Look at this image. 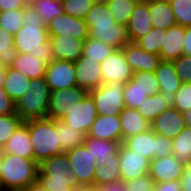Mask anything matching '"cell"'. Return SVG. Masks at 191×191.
<instances>
[{"label":"cell","mask_w":191,"mask_h":191,"mask_svg":"<svg viewBox=\"0 0 191 191\" xmlns=\"http://www.w3.org/2000/svg\"><path fill=\"white\" fill-rule=\"evenodd\" d=\"M121 181L127 182L149 174L151 160L128 149L123 143L119 148Z\"/></svg>","instance_id":"obj_11"},{"label":"cell","mask_w":191,"mask_h":191,"mask_svg":"<svg viewBox=\"0 0 191 191\" xmlns=\"http://www.w3.org/2000/svg\"><path fill=\"white\" fill-rule=\"evenodd\" d=\"M75 191H98L96 186H80Z\"/></svg>","instance_id":"obj_61"},{"label":"cell","mask_w":191,"mask_h":191,"mask_svg":"<svg viewBox=\"0 0 191 191\" xmlns=\"http://www.w3.org/2000/svg\"><path fill=\"white\" fill-rule=\"evenodd\" d=\"M77 86L88 93L102 85L100 63L87 56L74 62Z\"/></svg>","instance_id":"obj_13"},{"label":"cell","mask_w":191,"mask_h":191,"mask_svg":"<svg viewBox=\"0 0 191 191\" xmlns=\"http://www.w3.org/2000/svg\"><path fill=\"white\" fill-rule=\"evenodd\" d=\"M155 74L159 83L160 95L170 106H173L174 95L181 85L173 61H161Z\"/></svg>","instance_id":"obj_20"},{"label":"cell","mask_w":191,"mask_h":191,"mask_svg":"<svg viewBox=\"0 0 191 191\" xmlns=\"http://www.w3.org/2000/svg\"><path fill=\"white\" fill-rule=\"evenodd\" d=\"M181 190L191 191V165L185 164V168L180 179Z\"/></svg>","instance_id":"obj_53"},{"label":"cell","mask_w":191,"mask_h":191,"mask_svg":"<svg viewBox=\"0 0 191 191\" xmlns=\"http://www.w3.org/2000/svg\"><path fill=\"white\" fill-rule=\"evenodd\" d=\"M47 64L41 61L38 57L31 54L18 53L16 59L13 61L11 68L21 72L30 80L36 78H44Z\"/></svg>","instance_id":"obj_28"},{"label":"cell","mask_w":191,"mask_h":191,"mask_svg":"<svg viewBox=\"0 0 191 191\" xmlns=\"http://www.w3.org/2000/svg\"><path fill=\"white\" fill-rule=\"evenodd\" d=\"M88 37L97 39L115 49L129 42L126 25L117 23L106 2H96L84 19Z\"/></svg>","instance_id":"obj_2"},{"label":"cell","mask_w":191,"mask_h":191,"mask_svg":"<svg viewBox=\"0 0 191 191\" xmlns=\"http://www.w3.org/2000/svg\"><path fill=\"white\" fill-rule=\"evenodd\" d=\"M23 191H48L44 188L41 182L37 179L32 182L28 187H26Z\"/></svg>","instance_id":"obj_57"},{"label":"cell","mask_w":191,"mask_h":191,"mask_svg":"<svg viewBox=\"0 0 191 191\" xmlns=\"http://www.w3.org/2000/svg\"><path fill=\"white\" fill-rule=\"evenodd\" d=\"M123 97L126 107L137 109L149 96L135 88V84L130 80L125 84Z\"/></svg>","instance_id":"obj_46"},{"label":"cell","mask_w":191,"mask_h":191,"mask_svg":"<svg viewBox=\"0 0 191 191\" xmlns=\"http://www.w3.org/2000/svg\"><path fill=\"white\" fill-rule=\"evenodd\" d=\"M131 81L135 84V88L140 89L148 96L160 92L159 83L155 72H150V71L133 72Z\"/></svg>","instance_id":"obj_36"},{"label":"cell","mask_w":191,"mask_h":191,"mask_svg":"<svg viewBox=\"0 0 191 191\" xmlns=\"http://www.w3.org/2000/svg\"><path fill=\"white\" fill-rule=\"evenodd\" d=\"M173 107L181 113L191 110V83H181L174 95Z\"/></svg>","instance_id":"obj_47"},{"label":"cell","mask_w":191,"mask_h":191,"mask_svg":"<svg viewBox=\"0 0 191 191\" xmlns=\"http://www.w3.org/2000/svg\"><path fill=\"white\" fill-rule=\"evenodd\" d=\"M122 143L128 149L138 152L149 160L155 159L156 133L151 128L124 139Z\"/></svg>","instance_id":"obj_25"},{"label":"cell","mask_w":191,"mask_h":191,"mask_svg":"<svg viewBox=\"0 0 191 191\" xmlns=\"http://www.w3.org/2000/svg\"><path fill=\"white\" fill-rule=\"evenodd\" d=\"M132 1H134V2H142V1H145V0H132Z\"/></svg>","instance_id":"obj_65"},{"label":"cell","mask_w":191,"mask_h":191,"mask_svg":"<svg viewBox=\"0 0 191 191\" xmlns=\"http://www.w3.org/2000/svg\"><path fill=\"white\" fill-rule=\"evenodd\" d=\"M56 132H58L62 153L84 144L86 135L78 129L67 126L62 120H56Z\"/></svg>","instance_id":"obj_31"},{"label":"cell","mask_w":191,"mask_h":191,"mask_svg":"<svg viewBox=\"0 0 191 191\" xmlns=\"http://www.w3.org/2000/svg\"><path fill=\"white\" fill-rule=\"evenodd\" d=\"M119 154H113V159L106 160L105 166H97L94 173V186L121 181Z\"/></svg>","instance_id":"obj_32"},{"label":"cell","mask_w":191,"mask_h":191,"mask_svg":"<svg viewBox=\"0 0 191 191\" xmlns=\"http://www.w3.org/2000/svg\"><path fill=\"white\" fill-rule=\"evenodd\" d=\"M106 3L115 21L127 25L137 2L132 0H107Z\"/></svg>","instance_id":"obj_40"},{"label":"cell","mask_w":191,"mask_h":191,"mask_svg":"<svg viewBox=\"0 0 191 191\" xmlns=\"http://www.w3.org/2000/svg\"><path fill=\"white\" fill-rule=\"evenodd\" d=\"M173 63L181 83H191V56L182 55L179 59L173 60Z\"/></svg>","instance_id":"obj_48"},{"label":"cell","mask_w":191,"mask_h":191,"mask_svg":"<svg viewBox=\"0 0 191 191\" xmlns=\"http://www.w3.org/2000/svg\"><path fill=\"white\" fill-rule=\"evenodd\" d=\"M56 2H59V3H63L65 0H54Z\"/></svg>","instance_id":"obj_63"},{"label":"cell","mask_w":191,"mask_h":191,"mask_svg":"<svg viewBox=\"0 0 191 191\" xmlns=\"http://www.w3.org/2000/svg\"><path fill=\"white\" fill-rule=\"evenodd\" d=\"M125 84L105 83L89 92L94 100L97 115H119L126 107L124 102Z\"/></svg>","instance_id":"obj_6"},{"label":"cell","mask_w":191,"mask_h":191,"mask_svg":"<svg viewBox=\"0 0 191 191\" xmlns=\"http://www.w3.org/2000/svg\"><path fill=\"white\" fill-rule=\"evenodd\" d=\"M55 60L76 62L83 55L85 39H76L68 35H49Z\"/></svg>","instance_id":"obj_17"},{"label":"cell","mask_w":191,"mask_h":191,"mask_svg":"<svg viewBox=\"0 0 191 191\" xmlns=\"http://www.w3.org/2000/svg\"><path fill=\"white\" fill-rule=\"evenodd\" d=\"M169 107L171 106L168 102L163 99L160 93H157L149 96L137 110L144 119L152 123L157 116Z\"/></svg>","instance_id":"obj_33"},{"label":"cell","mask_w":191,"mask_h":191,"mask_svg":"<svg viewBox=\"0 0 191 191\" xmlns=\"http://www.w3.org/2000/svg\"><path fill=\"white\" fill-rule=\"evenodd\" d=\"M23 25V9L0 12V27L14 36Z\"/></svg>","instance_id":"obj_43"},{"label":"cell","mask_w":191,"mask_h":191,"mask_svg":"<svg viewBox=\"0 0 191 191\" xmlns=\"http://www.w3.org/2000/svg\"><path fill=\"white\" fill-rule=\"evenodd\" d=\"M23 123L17 113L0 116V150Z\"/></svg>","instance_id":"obj_41"},{"label":"cell","mask_w":191,"mask_h":191,"mask_svg":"<svg viewBox=\"0 0 191 191\" xmlns=\"http://www.w3.org/2000/svg\"><path fill=\"white\" fill-rule=\"evenodd\" d=\"M37 179L48 191H75L79 187L74 176H38Z\"/></svg>","instance_id":"obj_39"},{"label":"cell","mask_w":191,"mask_h":191,"mask_svg":"<svg viewBox=\"0 0 191 191\" xmlns=\"http://www.w3.org/2000/svg\"><path fill=\"white\" fill-rule=\"evenodd\" d=\"M38 166L34 159L2 152L0 191H23L37 180Z\"/></svg>","instance_id":"obj_3"},{"label":"cell","mask_w":191,"mask_h":191,"mask_svg":"<svg viewBox=\"0 0 191 191\" xmlns=\"http://www.w3.org/2000/svg\"><path fill=\"white\" fill-rule=\"evenodd\" d=\"M49 35H68L76 39L88 38V29L83 19L62 13L47 25Z\"/></svg>","instance_id":"obj_16"},{"label":"cell","mask_w":191,"mask_h":191,"mask_svg":"<svg viewBox=\"0 0 191 191\" xmlns=\"http://www.w3.org/2000/svg\"><path fill=\"white\" fill-rule=\"evenodd\" d=\"M17 54L13 43V35L0 27V66L11 67Z\"/></svg>","instance_id":"obj_38"},{"label":"cell","mask_w":191,"mask_h":191,"mask_svg":"<svg viewBox=\"0 0 191 191\" xmlns=\"http://www.w3.org/2000/svg\"><path fill=\"white\" fill-rule=\"evenodd\" d=\"M150 19L149 0L136 3L126 25L129 42L136 43L153 28Z\"/></svg>","instance_id":"obj_19"},{"label":"cell","mask_w":191,"mask_h":191,"mask_svg":"<svg viewBox=\"0 0 191 191\" xmlns=\"http://www.w3.org/2000/svg\"><path fill=\"white\" fill-rule=\"evenodd\" d=\"M14 113H16L15 102L9 97L3 86H0V116Z\"/></svg>","instance_id":"obj_51"},{"label":"cell","mask_w":191,"mask_h":191,"mask_svg":"<svg viewBox=\"0 0 191 191\" xmlns=\"http://www.w3.org/2000/svg\"><path fill=\"white\" fill-rule=\"evenodd\" d=\"M165 191H182L180 180L165 182Z\"/></svg>","instance_id":"obj_56"},{"label":"cell","mask_w":191,"mask_h":191,"mask_svg":"<svg viewBox=\"0 0 191 191\" xmlns=\"http://www.w3.org/2000/svg\"><path fill=\"white\" fill-rule=\"evenodd\" d=\"M44 78L48 83L50 91L77 85L74 62L54 60L47 65Z\"/></svg>","instance_id":"obj_12"},{"label":"cell","mask_w":191,"mask_h":191,"mask_svg":"<svg viewBox=\"0 0 191 191\" xmlns=\"http://www.w3.org/2000/svg\"><path fill=\"white\" fill-rule=\"evenodd\" d=\"M185 27H169L163 36L160 58L162 61H173L184 55Z\"/></svg>","instance_id":"obj_21"},{"label":"cell","mask_w":191,"mask_h":191,"mask_svg":"<svg viewBox=\"0 0 191 191\" xmlns=\"http://www.w3.org/2000/svg\"><path fill=\"white\" fill-rule=\"evenodd\" d=\"M86 137L110 140L122 143V131L119 115H97Z\"/></svg>","instance_id":"obj_22"},{"label":"cell","mask_w":191,"mask_h":191,"mask_svg":"<svg viewBox=\"0 0 191 191\" xmlns=\"http://www.w3.org/2000/svg\"><path fill=\"white\" fill-rule=\"evenodd\" d=\"M186 126L184 115L173 106L166 109L151 123L153 132L173 139Z\"/></svg>","instance_id":"obj_18"},{"label":"cell","mask_w":191,"mask_h":191,"mask_svg":"<svg viewBox=\"0 0 191 191\" xmlns=\"http://www.w3.org/2000/svg\"><path fill=\"white\" fill-rule=\"evenodd\" d=\"M122 131V142L124 139L149 130L151 123L144 119L137 109L125 107L119 114Z\"/></svg>","instance_id":"obj_24"},{"label":"cell","mask_w":191,"mask_h":191,"mask_svg":"<svg viewBox=\"0 0 191 191\" xmlns=\"http://www.w3.org/2000/svg\"><path fill=\"white\" fill-rule=\"evenodd\" d=\"M114 50L115 48L112 46L105 44L100 40L88 37L84 41L83 56L90 57L91 59L101 63Z\"/></svg>","instance_id":"obj_37"},{"label":"cell","mask_w":191,"mask_h":191,"mask_svg":"<svg viewBox=\"0 0 191 191\" xmlns=\"http://www.w3.org/2000/svg\"><path fill=\"white\" fill-rule=\"evenodd\" d=\"M124 183L127 191H149L155 184L150 174Z\"/></svg>","instance_id":"obj_49"},{"label":"cell","mask_w":191,"mask_h":191,"mask_svg":"<svg viewBox=\"0 0 191 191\" xmlns=\"http://www.w3.org/2000/svg\"><path fill=\"white\" fill-rule=\"evenodd\" d=\"M38 168V176H74L66 153L43 160Z\"/></svg>","instance_id":"obj_29"},{"label":"cell","mask_w":191,"mask_h":191,"mask_svg":"<svg viewBox=\"0 0 191 191\" xmlns=\"http://www.w3.org/2000/svg\"><path fill=\"white\" fill-rule=\"evenodd\" d=\"M1 165H2V152H0V169H1Z\"/></svg>","instance_id":"obj_62"},{"label":"cell","mask_w":191,"mask_h":191,"mask_svg":"<svg viewBox=\"0 0 191 191\" xmlns=\"http://www.w3.org/2000/svg\"><path fill=\"white\" fill-rule=\"evenodd\" d=\"M102 84L122 83L126 84L131 80L133 71L126 61L122 49H115L100 63Z\"/></svg>","instance_id":"obj_10"},{"label":"cell","mask_w":191,"mask_h":191,"mask_svg":"<svg viewBox=\"0 0 191 191\" xmlns=\"http://www.w3.org/2000/svg\"><path fill=\"white\" fill-rule=\"evenodd\" d=\"M26 90L15 102L16 113L24 122L47 118L51 91L46 79L31 80L30 87Z\"/></svg>","instance_id":"obj_5"},{"label":"cell","mask_w":191,"mask_h":191,"mask_svg":"<svg viewBox=\"0 0 191 191\" xmlns=\"http://www.w3.org/2000/svg\"><path fill=\"white\" fill-rule=\"evenodd\" d=\"M122 51L133 72H155L162 61L159 55L146 52L137 43L127 42Z\"/></svg>","instance_id":"obj_14"},{"label":"cell","mask_w":191,"mask_h":191,"mask_svg":"<svg viewBox=\"0 0 191 191\" xmlns=\"http://www.w3.org/2000/svg\"><path fill=\"white\" fill-rule=\"evenodd\" d=\"M96 2H106L107 0H95Z\"/></svg>","instance_id":"obj_64"},{"label":"cell","mask_w":191,"mask_h":191,"mask_svg":"<svg viewBox=\"0 0 191 191\" xmlns=\"http://www.w3.org/2000/svg\"><path fill=\"white\" fill-rule=\"evenodd\" d=\"M149 191H165V182L155 183L154 187H152Z\"/></svg>","instance_id":"obj_58"},{"label":"cell","mask_w":191,"mask_h":191,"mask_svg":"<svg viewBox=\"0 0 191 191\" xmlns=\"http://www.w3.org/2000/svg\"><path fill=\"white\" fill-rule=\"evenodd\" d=\"M98 191H127L125 183L118 181L116 183L102 184L96 186Z\"/></svg>","instance_id":"obj_54"},{"label":"cell","mask_w":191,"mask_h":191,"mask_svg":"<svg viewBox=\"0 0 191 191\" xmlns=\"http://www.w3.org/2000/svg\"><path fill=\"white\" fill-rule=\"evenodd\" d=\"M94 3L95 0H65L62 3L63 13L84 20Z\"/></svg>","instance_id":"obj_45"},{"label":"cell","mask_w":191,"mask_h":191,"mask_svg":"<svg viewBox=\"0 0 191 191\" xmlns=\"http://www.w3.org/2000/svg\"><path fill=\"white\" fill-rule=\"evenodd\" d=\"M29 4L46 25L63 13L62 3L54 0H31Z\"/></svg>","instance_id":"obj_35"},{"label":"cell","mask_w":191,"mask_h":191,"mask_svg":"<svg viewBox=\"0 0 191 191\" xmlns=\"http://www.w3.org/2000/svg\"><path fill=\"white\" fill-rule=\"evenodd\" d=\"M5 77H6V68L0 66V86L4 85Z\"/></svg>","instance_id":"obj_59"},{"label":"cell","mask_w":191,"mask_h":191,"mask_svg":"<svg viewBox=\"0 0 191 191\" xmlns=\"http://www.w3.org/2000/svg\"><path fill=\"white\" fill-rule=\"evenodd\" d=\"M184 55L191 56V26L185 27Z\"/></svg>","instance_id":"obj_55"},{"label":"cell","mask_w":191,"mask_h":191,"mask_svg":"<svg viewBox=\"0 0 191 191\" xmlns=\"http://www.w3.org/2000/svg\"><path fill=\"white\" fill-rule=\"evenodd\" d=\"M97 117L95 103L88 93L81 102L72 104L66 115L61 119L67 126L83 132L86 136Z\"/></svg>","instance_id":"obj_8"},{"label":"cell","mask_w":191,"mask_h":191,"mask_svg":"<svg viewBox=\"0 0 191 191\" xmlns=\"http://www.w3.org/2000/svg\"><path fill=\"white\" fill-rule=\"evenodd\" d=\"M0 152L33 159L30 134L28 127L24 123L13 133Z\"/></svg>","instance_id":"obj_23"},{"label":"cell","mask_w":191,"mask_h":191,"mask_svg":"<svg viewBox=\"0 0 191 191\" xmlns=\"http://www.w3.org/2000/svg\"><path fill=\"white\" fill-rule=\"evenodd\" d=\"M87 94L86 90L77 85L51 91L47 118L61 120L66 115L67 109H70L72 104L81 102Z\"/></svg>","instance_id":"obj_9"},{"label":"cell","mask_w":191,"mask_h":191,"mask_svg":"<svg viewBox=\"0 0 191 191\" xmlns=\"http://www.w3.org/2000/svg\"><path fill=\"white\" fill-rule=\"evenodd\" d=\"M177 25L191 26V0H168Z\"/></svg>","instance_id":"obj_44"},{"label":"cell","mask_w":191,"mask_h":191,"mask_svg":"<svg viewBox=\"0 0 191 191\" xmlns=\"http://www.w3.org/2000/svg\"><path fill=\"white\" fill-rule=\"evenodd\" d=\"M13 43L18 53L31 54L47 65L55 60L47 26L30 4L23 9V25L14 34Z\"/></svg>","instance_id":"obj_1"},{"label":"cell","mask_w":191,"mask_h":191,"mask_svg":"<svg viewBox=\"0 0 191 191\" xmlns=\"http://www.w3.org/2000/svg\"><path fill=\"white\" fill-rule=\"evenodd\" d=\"M186 126L191 127V110L183 113Z\"/></svg>","instance_id":"obj_60"},{"label":"cell","mask_w":191,"mask_h":191,"mask_svg":"<svg viewBox=\"0 0 191 191\" xmlns=\"http://www.w3.org/2000/svg\"><path fill=\"white\" fill-rule=\"evenodd\" d=\"M172 147H173L172 139L156 133L155 158H165L169 155H173Z\"/></svg>","instance_id":"obj_50"},{"label":"cell","mask_w":191,"mask_h":191,"mask_svg":"<svg viewBox=\"0 0 191 191\" xmlns=\"http://www.w3.org/2000/svg\"><path fill=\"white\" fill-rule=\"evenodd\" d=\"M28 5V0H0V12L13 9H24V7Z\"/></svg>","instance_id":"obj_52"},{"label":"cell","mask_w":191,"mask_h":191,"mask_svg":"<svg viewBox=\"0 0 191 191\" xmlns=\"http://www.w3.org/2000/svg\"><path fill=\"white\" fill-rule=\"evenodd\" d=\"M66 155L78 186H94L97 164L88 148L82 144L66 152Z\"/></svg>","instance_id":"obj_7"},{"label":"cell","mask_w":191,"mask_h":191,"mask_svg":"<svg viewBox=\"0 0 191 191\" xmlns=\"http://www.w3.org/2000/svg\"><path fill=\"white\" fill-rule=\"evenodd\" d=\"M121 142L86 137L84 145L96 158L97 166H105V161L113 159V154H119Z\"/></svg>","instance_id":"obj_26"},{"label":"cell","mask_w":191,"mask_h":191,"mask_svg":"<svg viewBox=\"0 0 191 191\" xmlns=\"http://www.w3.org/2000/svg\"><path fill=\"white\" fill-rule=\"evenodd\" d=\"M149 12L154 28L167 30L177 25L168 0H149Z\"/></svg>","instance_id":"obj_27"},{"label":"cell","mask_w":191,"mask_h":191,"mask_svg":"<svg viewBox=\"0 0 191 191\" xmlns=\"http://www.w3.org/2000/svg\"><path fill=\"white\" fill-rule=\"evenodd\" d=\"M185 164L180 162L174 155L165 158H155L151 160L149 174L154 183L180 180Z\"/></svg>","instance_id":"obj_15"},{"label":"cell","mask_w":191,"mask_h":191,"mask_svg":"<svg viewBox=\"0 0 191 191\" xmlns=\"http://www.w3.org/2000/svg\"><path fill=\"white\" fill-rule=\"evenodd\" d=\"M28 127L33 147V159L40 164L54 155L62 154L56 120L45 118L24 122Z\"/></svg>","instance_id":"obj_4"},{"label":"cell","mask_w":191,"mask_h":191,"mask_svg":"<svg viewBox=\"0 0 191 191\" xmlns=\"http://www.w3.org/2000/svg\"><path fill=\"white\" fill-rule=\"evenodd\" d=\"M30 83L31 80L21 72L11 67L6 68L3 88L14 102L24 95L26 89L30 87Z\"/></svg>","instance_id":"obj_30"},{"label":"cell","mask_w":191,"mask_h":191,"mask_svg":"<svg viewBox=\"0 0 191 191\" xmlns=\"http://www.w3.org/2000/svg\"><path fill=\"white\" fill-rule=\"evenodd\" d=\"M173 155L183 164L191 161V127L184 129L173 139Z\"/></svg>","instance_id":"obj_34"},{"label":"cell","mask_w":191,"mask_h":191,"mask_svg":"<svg viewBox=\"0 0 191 191\" xmlns=\"http://www.w3.org/2000/svg\"><path fill=\"white\" fill-rule=\"evenodd\" d=\"M166 30L160 28H152L146 35L139 39L136 43L146 52L160 56V49L163 36Z\"/></svg>","instance_id":"obj_42"}]
</instances>
